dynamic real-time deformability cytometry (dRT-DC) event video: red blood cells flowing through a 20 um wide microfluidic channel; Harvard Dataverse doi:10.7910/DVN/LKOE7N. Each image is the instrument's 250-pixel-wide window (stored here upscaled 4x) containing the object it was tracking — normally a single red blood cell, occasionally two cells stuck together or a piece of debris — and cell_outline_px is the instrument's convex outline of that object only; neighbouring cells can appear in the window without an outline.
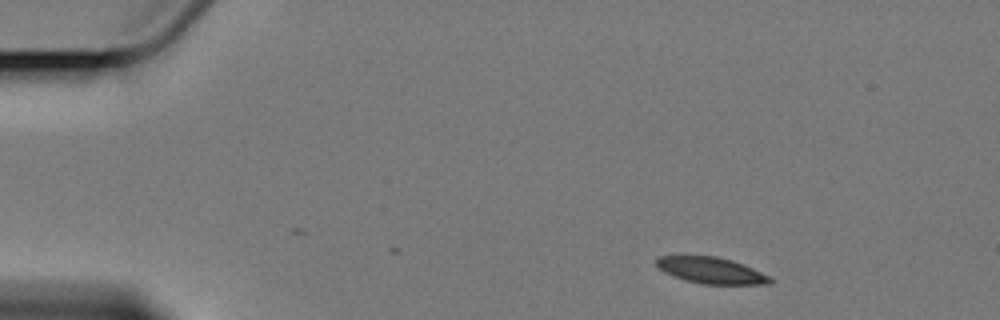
{"species": "Egyptian fruit bat (a non-hibernating species)", "species_latin": "Rousettus aegyptiacus", "temperature_condition": "cold", "stored_images_in_passage": 7, "camera_frame_rate_fps": 3000, "um_per_image_px": 0.085, "animal": {"sex": "female"}, "frame": {"image": 1, "passage_image": 1, "time_ms": 0.0, "image_size_px": [1000, 320], "cell_outline_px": [[772, 284], [700, 284], [684, 280], [664, 272], [656, 264], [656, 260], [660, 256], [716, 256], [732, 260], [744, 264], [768, 276], [772, 280]], "centroid_in_image_um": [60.44, 22.99], "position_along_channel_um": 24.6, "area_um2": 17.28}}
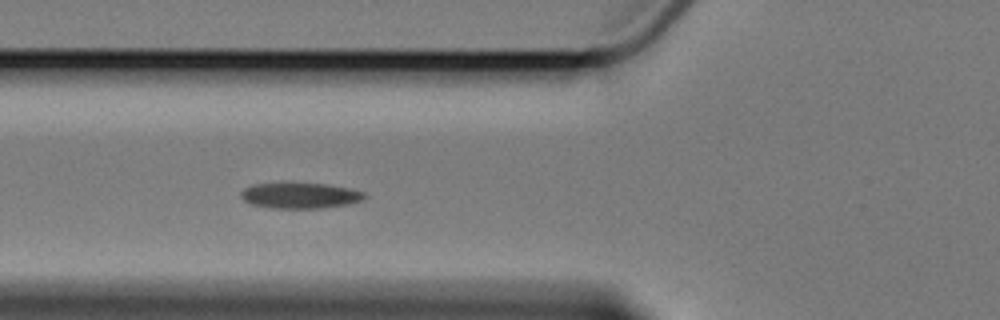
{"frame": {"image": 2, "passage_image": 5, "time_ms": 4.667, "image_size_px": [1000, 320], "cell_outline_px": [[368, 196], [364, 200], [348, 204], [320, 208], [272, 208], [252, 204], [244, 200], [240, 196], [240, 192], [244, 188], [252, 184], [280, 180], [288, 180], [324, 184], [348, 188], [364, 192]], "centroid_in_image_um": [25.46, 16.57], "position_along_channel_um": 100.3, "area_um2": 19.42}}
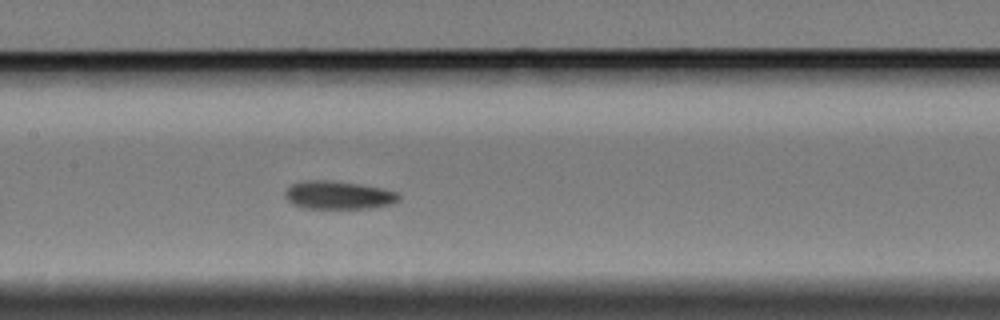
{"frame": {"image": 3, "passage_image": 7, "time_ms": 7.0, "image_size_px": [1000, 320], "cell_outline_px": [[400, 200], [392, 204], [368, 208], [304, 208], [292, 204], [288, 200], [284, 192], [292, 184], [304, 180], [328, 180], [360, 184], [384, 188], [396, 192], [400, 196]], "centroid_in_image_um": [28.78, 16.58], "position_along_channel_um": 178.6, "area_um2": 18.67}}